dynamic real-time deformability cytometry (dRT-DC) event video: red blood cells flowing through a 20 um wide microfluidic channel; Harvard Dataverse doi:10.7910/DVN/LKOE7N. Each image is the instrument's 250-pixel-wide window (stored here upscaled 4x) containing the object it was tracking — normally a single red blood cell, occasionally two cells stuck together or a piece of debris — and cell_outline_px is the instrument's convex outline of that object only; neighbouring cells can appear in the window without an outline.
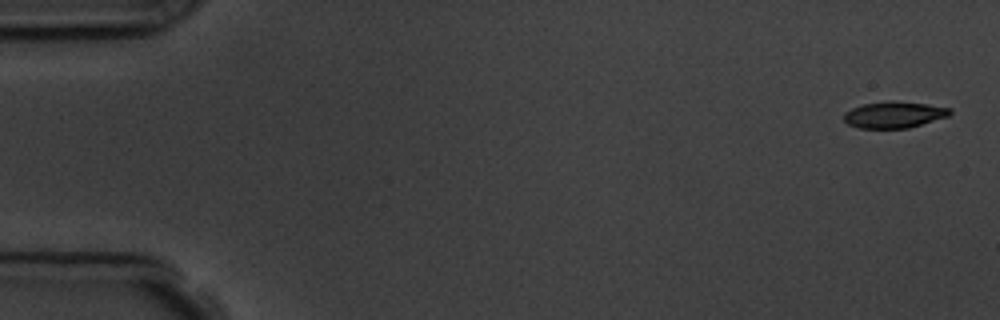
{"species": "common noctule bat (a hibernating species)", "species_latin": "Nyctalus noctula", "temperature_condition": "room temperature", "stored_images_in_passage": 5, "camera_frame_rate_fps": 3000, "um_per_image_px": 0.085, "animal": {"sex": "male", "body_mass_g": 19.5, "forearm_length_mm": 54.6}, "frame": {"image": 1, "passage_image": 1, "time_ms": 0.0, "image_size_px": [1000, 320], "cell_outline_px": [[952, 112], [948, 116], [908, 128], [860, 128], [848, 124], [844, 120], [844, 112], [852, 108], [864, 104], [888, 100], [892, 100], [924, 104], [952, 108]], "centroid_in_image_um": [75.98, 9.74], "position_along_channel_um": 9.0, "area_um2": 16.24}}
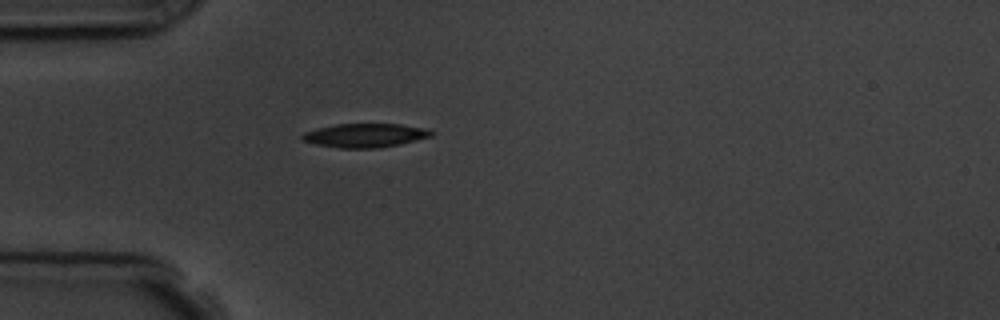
{"frame": {"image": 2, "passage_image": 5, "time_ms": 4.667, "image_size_px": [1000, 320], "cell_outline_px": [[432, 136], [400, 144], [376, 148], [340, 148], [316, 144], [304, 140], [300, 136], [304, 132], [316, 128], [336, 124], [400, 124], [424, 128], [432, 132]], "centroid_in_image_um": [31.0, 11.5], "position_along_channel_um": 54.0, "area_um2": 17.74}}